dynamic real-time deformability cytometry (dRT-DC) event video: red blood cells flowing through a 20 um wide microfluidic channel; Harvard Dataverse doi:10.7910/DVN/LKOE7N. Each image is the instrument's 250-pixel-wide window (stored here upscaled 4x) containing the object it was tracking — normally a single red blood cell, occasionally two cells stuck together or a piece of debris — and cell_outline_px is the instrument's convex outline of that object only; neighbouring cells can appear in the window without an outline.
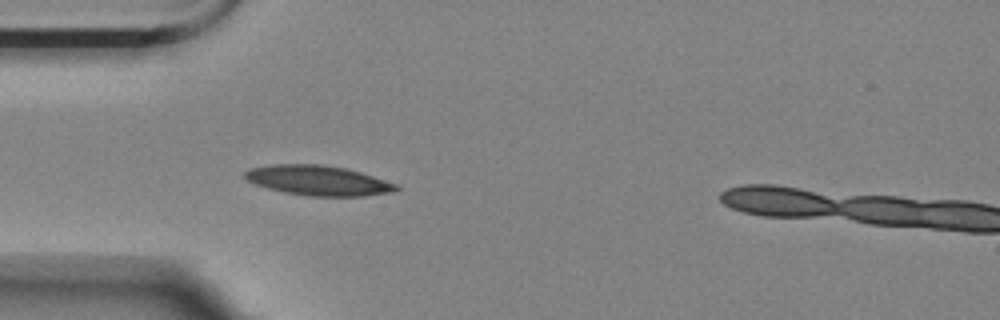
{"species": "Egyptian fruit bat (a non-hibernating species)", "species_latin": "Rousettus aegyptiacus", "temperature_condition": "room temperature", "stored_images_in_passage": 42, "camera_frame_rate_fps": 3000, "um_per_image_px": 0.085, "animal": {"sex": "female"}, "frame": {"image": 1, "passage_image": 1, "time_ms": 0.0, "image_size_px": [1000, 320], "cell_outline_px": [[400, 188], [392, 192], [364, 196], [308, 196], [284, 192], [268, 188], [256, 184], [248, 180], [244, 176], [244, 172], [252, 168], [272, 164], [324, 164], [348, 168], [396, 184]], "centroid_in_image_um": [27.05, 15.33], "position_along_channel_um": 58.0, "area_um2": 26.3}}
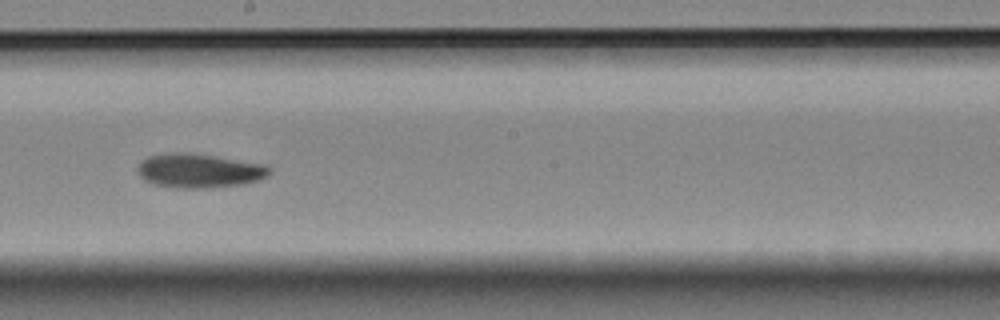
{"frame": {"image": 2, "passage_image": 16, "time_ms": 5.0, "image_size_px": [1000, 320], "cell_outline_px": [[272, 172], [268, 176], [260, 180], [240, 184], [208, 188], [180, 188], [152, 184], [144, 180], [140, 176], [140, 164], [148, 156], [168, 152], [188, 152], [216, 156], [268, 164], [272, 168]], "centroid_in_image_um": [17.01, 14.5], "position_along_channel_um": 231.2, "area_um2": 26.41}}
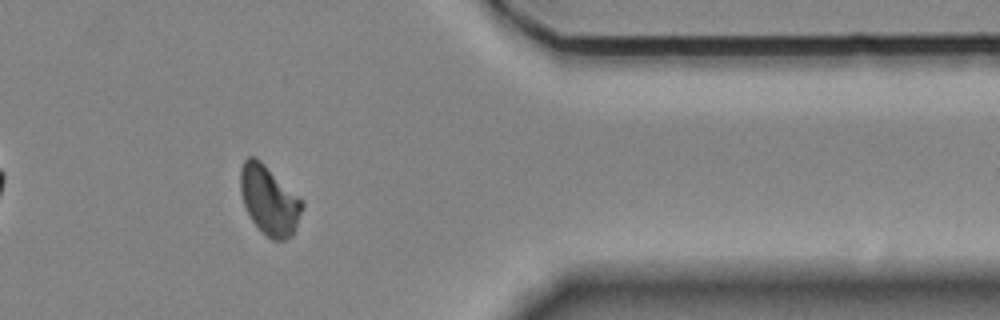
{"frame": {"image": 3, "passage_image": 31, "time_ms": 10.0, "image_size_px": [1000, 320], "cell_outline_px": [[304, 204], [296, 228], [292, 236], [284, 240], [272, 240], [252, 220], [244, 204], [240, 192], [240, 168], [244, 160], [248, 156], [256, 156], [304, 200]], "centroid_in_image_um": [22.9, 16.98], "position_along_channel_um": 388.5, "area_um2": 24.91}, "authors_computed_cell_mechanics": {"area_um2": 24.8251, "velocity_mm_per_s": 3.5212, "shape_relaxation_time_tau1_ms": 5.2245, "shape_relaxation_time_tau2_ms": 6.9534, "deformation_change_tau1": 0.1258, "deformation_change_tau2": 0.1067}}